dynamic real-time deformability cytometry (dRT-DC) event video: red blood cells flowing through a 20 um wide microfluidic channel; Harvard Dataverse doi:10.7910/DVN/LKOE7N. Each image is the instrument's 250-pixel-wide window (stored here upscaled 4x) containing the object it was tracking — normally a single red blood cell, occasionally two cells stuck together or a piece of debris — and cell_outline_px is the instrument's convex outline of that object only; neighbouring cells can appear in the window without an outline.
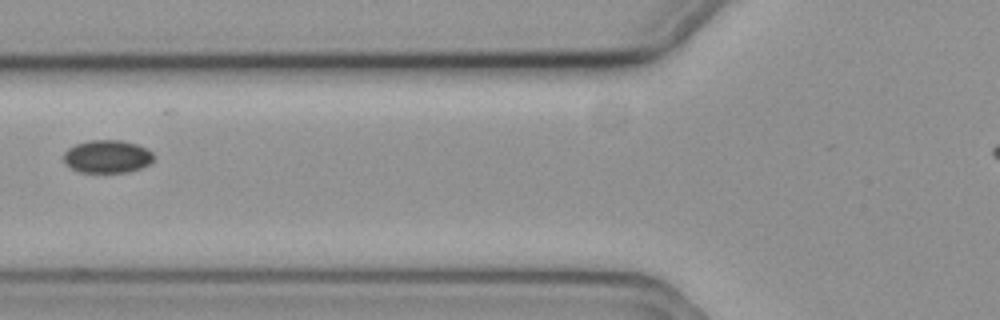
{"species": "common noctule bat (a hibernating species)", "species_latin": "Nyctalus noctula", "temperature_condition": "cold", "stored_images_in_passage": 7, "camera_frame_rate_fps": 3000, "um_per_image_px": 0.085, "animal": {"sex": "female", "body_mass_g": 19.3, "forearm_length_mm": 54.1}, "frame": {"image": 1, "passage_image": 2, "time_ms": 0.333, "image_size_px": [1000, 320], "cell_outline_px": [[156, 156], [148, 164], [140, 168], [128, 172], [80, 172], [64, 164], [64, 152], [68, 148], [76, 144], [92, 140], [120, 140], [136, 144], [148, 148]], "centroid_in_image_um": [9.13, 13.3], "position_along_channel_um": 116.7, "area_um2": 17.28}}
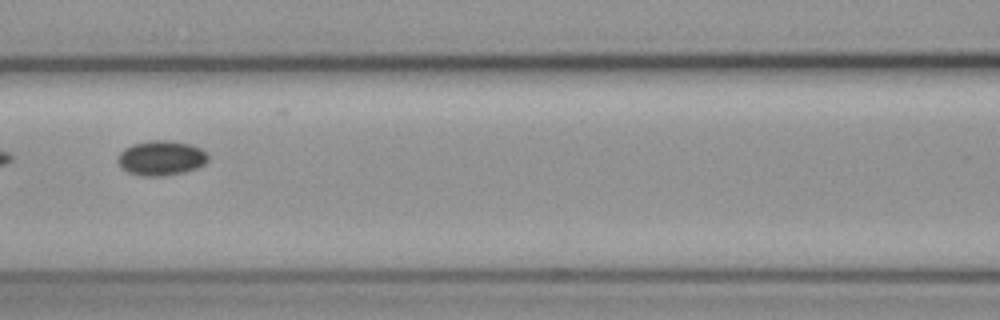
{"frame": {"image": 2, "passage_image": 3, "time_ms": 0.667, "image_size_px": [1000, 320], "cell_outline_px": [[208, 160], [204, 164], [196, 168], [184, 172], [164, 176], [140, 176], [128, 172], [116, 160], [116, 156], [124, 148], [132, 144], [148, 140], [168, 140], [192, 144], [200, 148], [208, 156]], "centroid_in_image_um": [13.68, 13.42], "position_along_channel_um": 152.9, "area_um2": 18.44}}
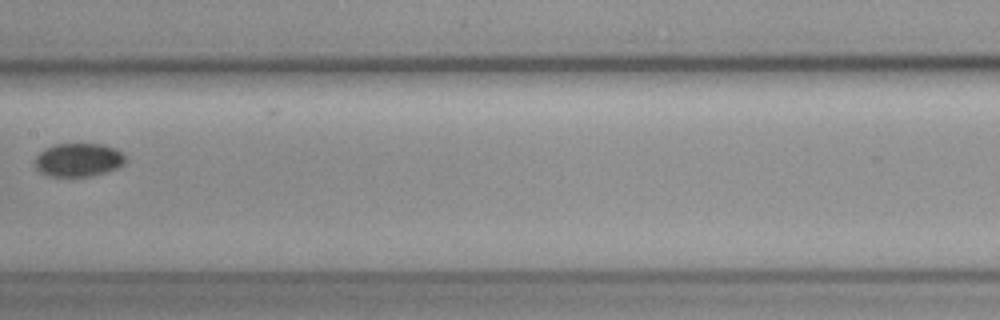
{"frame": {"image": 3, "passage_image": 4, "time_ms": 1.0, "image_size_px": [1000, 320], "cell_outline_px": [[128, 160], [124, 164], [116, 168], [104, 172], [88, 176], [52, 176], [40, 172], [36, 168], [36, 156], [44, 148], [56, 144], [104, 144], [116, 148]], "centroid_in_image_um": [6.68, 13.57], "position_along_channel_um": 200.7, "area_um2": 17.51}}